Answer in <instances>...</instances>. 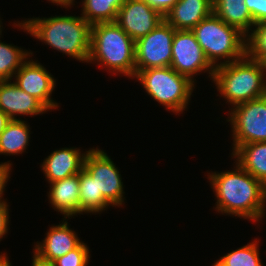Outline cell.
I'll list each match as a JSON object with an SVG mask.
<instances>
[{
    "label": "cell",
    "mask_w": 266,
    "mask_h": 266,
    "mask_svg": "<svg viewBox=\"0 0 266 266\" xmlns=\"http://www.w3.org/2000/svg\"><path fill=\"white\" fill-rule=\"evenodd\" d=\"M234 163L231 171H211L207 174L217 199L215 211L251 222L262 221L266 217V186L236 161Z\"/></svg>",
    "instance_id": "obj_1"
},
{
    "label": "cell",
    "mask_w": 266,
    "mask_h": 266,
    "mask_svg": "<svg viewBox=\"0 0 266 266\" xmlns=\"http://www.w3.org/2000/svg\"><path fill=\"white\" fill-rule=\"evenodd\" d=\"M24 30L52 49L77 61H88L91 42V24L83 16L33 17L14 22L13 26Z\"/></svg>",
    "instance_id": "obj_2"
},
{
    "label": "cell",
    "mask_w": 266,
    "mask_h": 266,
    "mask_svg": "<svg viewBox=\"0 0 266 266\" xmlns=\"http://www.w3.org/2000/svg\"><path fill=\"white\" fill-rule=\"evenodd\" d=\"M88 62L134 79L135 41L116 22L93 24Z\"/></svg>",
    "instance_id": "obj_3"
},
{
    "label": "cell",
    "mask_w": 266,
    "mask_h": 266,
    "mask_svg": "<svg viewBox=\"0 0 266 266\" xmlns=\"http://www.w3.org/2000/svg\"><path fill=\"white\" fill-rule=\"evenodd\" d=\"M212 81L232 107L266 96V66L247 55L216 67Z\"/></svg>",
    "instance_id": "obj_4"
},
{
    "label": "cell",
    "mask_w": 266,
    "mask_h": 266,
    "mask_svg": "<svg viewBox=\"0 0 266 266\" xmlns=\"http://www.w3.org/2000/svg\"><path fill=\"white\" fill-rule=\"evenodd\" d=\"M192 31L214 68L237 61L246 55V35L238 28L223 22L214 13L199 22Z\"/></svg>",
    "instance_id": "obj_5"
},
{
    "label": "cell",
    "mask_w": 266,
    "mask_h": 266,
    "mask_svg": "<svg viewBox=\"0 0 266 266\" xmlns=\"http://www.w3.org/2000/svg\"><path fill=\"white\" fill-rule=\"evenodd\" d=\"M134 78L150 98L176 115L187 109L196 86L187 76L177 73L170 66L135 70Z\"/></svg>",
    "instance_id": "obj_6"
},
{
    "label": "cell",
    "mask_w": 266,
    "mask_h": 266,
    "mask_svg": "<svg viewBox=\"0 0 266 266\" xmlns=\"http://www.w3.org/2000/svg\"><path fill=\"white\" fill-rule=\"evenodd\" d=\"M232 153L241 145L266 142V96L238 104L229 109Z\"/></svg>",
    "instance_id": "obj_7"
},
{
    "label": "cell",
    "mask_w": 266,
    "mask_h": 266,
    "mask_svg": "<svg viewBox=\"0 0 266 266\" xmlns=\"http://www.w3.org/2000/svg\"><path fill=\"white\" fill-rule=\"evenodd\" d=\"M83 168L95 180L97 195H103L113 207L124 204L125 186L118 168L107 153L98 147L89 149Z\"/></svg>",
    "instance_id": "obj_8"
},
{
    "label": "cell",
    "mask_w": 266,
    "mask_h": 266,
    "mask_svg": "<svg viewBox=\"0 0 266 266\" xmlns=\"http://www.w3.org/2000/svg\"><path fill=\"white\" fill-rule=\"evenodd\" d=\"M170 67L177 73L187 76L194 83L196 81L194 76L196 77L200 72H207L212 80L215 71L192 30L175 31Z\"/></svg>",
    "instance_id": "obj_9"
},
{
    "label": "cell",
    "mask_w": 266,
    "mask_h": 266,
    "mask_svg": "<svg viewBox=\"0 0 266 266\" xmlns=\"http://www.w3.org/2000/svg\"><path fill=\"white\" fill-rule=\"evenodd\" d=\"M175 29L165 20L146 36L135 41V68L169 67Z\"/></svg>",
    "instance_id": "obj_10"
},
{
    "label": "cell",
    "mask_w": 266,
    "mask_h": 266,
    "mask_svg": "<svg viewBox=\"0 0 266 266\" xmlns=\"http://www.w3.org/2000/svg\"><path fill=\"white\" fill-rule=\"evenodd\" d=\"M13 82L23 91L37 98L49 111L58 109V103L51 98L56 80L37 60L27 59L16 71Z\"/></svg>",
    "instance_id": "obj_11"
},
{
    "label": "cell",
    "mask_w": 266,
    "mask_h": 266,
    "mask_svg": "<svg viewBox=\"0 0 266 266\" xmlns=\"http://www.w3.org/2000/svg\"><path fill=\"white\" fill-rule=\"evenodd\" d=\"M164 16L152 9L144 0H126L118 10L116 23L134 40L154 30Z\"/></svg>",
    "instance_id": "obj_12"
},
{
    "label": "cell",
    "mask_w": 266,
    "mask_h": 266,
    "mask_svg": "<svg viewBox=\"0 0 266 266\" xmlns=\"http://www.w3.org/2000/svg\"><path fill=\"white\" fill-rule=\"evenodd\" d=\"M65 220V221H64ZM68 219L49 228L44 240L34 244L33 254L41 260L53 262L57 258L77 248L83 241L70 229Z\"/></svg>",
    "instance_id": "obj_13"
},
{
    "label": "cell",
    "mask_w": 266,
    "mask_h": 266,
    "mask_svg": "<svg viewBox=\"0 0 266 266\" xmlns=\"http://www.w3.org/2000/svg\"><path fill=\"white\" fill-rule=\"evenodd\" d=\"M0 109L11 119H17L18 115L37 116L49 111L37 98L11 80L0 81Z\"/></svg>",
    "instance_id": "obj_14"
},
{
    "label": "cell",
    "mask_w": 266,
    "mask_h": 266,
    "mask_svg": "<svg viewBox=\"0 0 266 266\" xmlns=\"http://www.w3.org/2000/svg\"><path fill=\"white\" fill-rule=\"evenodd\" d=\"M81 149L60 148L48 155L41 164V170L48 183L70 177L83 169L85 156L88 151L81 153Z\"/></svg>",
    "instance_id": "obj_15"
},
{
    "label": "cell",
    "mask_w": 266,
    "mask_h": 266,
    "mask_svg": "<svg viewBox=\"0 0 266 266\" xmlns=\"http://www.w3.org/2000/svg\"><path fill=\"white\" fill-rule=\"evenodd\" d=\"M213 13V0H178L164 20L175 30H192Z\"/></svg>",
    "instance_id": "obj_16"
},
{
    "label": "cell",
    "mask_w": 266,
    "mask_h": 266,
    "mask_svg": "<svg viewBox=\"0 0 266 266\" xmlns=\"http://www.w3.org/2000/svg\"><path fill=\"white\" fill-rule=\"evenodd\" d=\"M49 184L48 198L51 207L66 219L80 215L79 174Z\"/></svg>",
    "instance_id": "obj_17"
},
{
    "label": "cell",
    "mask_w": 266,
    "mask_h": 266,
    "mask_svg": "<svg viewBox=\"0 0 266 266\" xmlns=\"http://www.w3.org/2000/svg\"><path fill=\"white\" fill-rule=\"evenodd\" d=\"M231 156L245 171L266 186V142L241 145Z\"/></svg>",
    "instance_id": "obj_18"
},
{
    "label": "cell",
    "mask_w": 266,
    "mask_h": 266,
    "mask_svg": "<svg viewBox=\"0 0 266 266\" xmlns=\"http://www.w3.org/2000/svg\"><path fill=\"white\" fill-rule=\"evenodd\" d=\"M213 13L247 35L255 25L245 0H213Z\"/></svg>",
    "instance_id": "obj_19"
},
{
    "label": "cell",
    "mask_w": 266,
    "mask_h": 266,
    "mask_svg": "<svg viewBox=\"0 0 266 266\" xmlns=\"http://www.w3.org/2000/svg\"><path fill=\"white\" fill-rule=\"evenodd\" d=\"M30 126L25 120L11 119L0 134V155H18L26 151L30 137Z\"/></svg>",
    "instance_id": "obj_20"
},
{
    "label": "cell",
    "mask_w": 266,
    "mask_h": 266,
    "mask_svg": "<svg viewBox=\"0 0 266 266\" xmlns=\"http://www.w3.org/2000/svg\"><path fill=\"white\" fill-rule=\"evenodd\" d=\"M80 214L102 213L112 206L103 195H97V186L93 177L83 168L79 172Z\"/></svg>",
    "instance_id": "obj_21"
},
{
    "label": "cell",
    "mask_w": 266,
    "mask_h": 266,
    "mask_svg": "<svg viewBox=\"0 0 266 266\" xmlns=\"http://www.w3.org/2000/svg\"><path fill=\"white\" fill-rule=\"evenodd\" d=\"M126 0H82V14L91 25L115 22L118 10Z\"/></svg>",
    "instance_id": "obj_22"
},
{
    "label": "cell",
    "mask_w": 266,
    "mask_h": 266,
    "mask_svg": "<svg viewBox=\"0 0 266 266\" xmlns=\"http://www.w3.org/2000/svg\"><path fill=\"white\" fill-rule=\"evenodd\" d=\"M32 54L31 51L0 40V81L13 80L16 71Z\"/></svg>",
    "instance_id": "obj_23"
},
{
    "label": "cell",
    "mask_w": 266,
    "mask_h": 266,
    "mask_svg": "<svg viewBox=\"0 0 266 266\" xmlns=\"http://www.w3.org/2000/svg\"><path fill=\"white\" fill-rule=\"evenodd\" d=\"M257 238L236 250L230 251L216 262L220 266H263Z\"/></svg>",
    "instance_id": "obj_24"
},
{
    "label": "cell",
    "mask_w": 266,
    "mask_h": 266,
    "mask_svg": "<svg viewBox=\"0 0 266 266\" xmlns=\"http://www.w3.org/2000/svg\"><path fill=\"white\" fill-rule=\"evenodd\" d=\"M246 55L260 63H266V21L255 24L246 35Z\"/></svg>",
    "instance_id": "obj_25"
},
{
    "label": "cell",
    "mask_w": 266,
    "mask_h": 266,
    "mask_svg": "<svg viewBox=\"0 0 266 266\" xmlns=\"http://www.w3.org/2000/svg\"><path fill=\"white\" fill-rule=\"evenodd\" d=\"M90 258L89 247L82 242L77 248L57 258L52 263L54 266H87Z\"/></svg>",
    "instance_id": "obj_26"
},
{
    "label": "cell",
    "mask_w": 266,
    "mask_h": 266,
    "mask_svg": "<svg viewBox=\"0 0 266 266\" xmlns=\"http://www.w3.org/2000/svg\"><path fill=\"white\" fill-rule=\"evenodd\" d=\"M254 24L266 21V0H245Z\"/></svg>",
    "instance_id": "obj_27"
},
{
    "label": "cell",
    "mask_w": 266,
    "mask_h": 266,
    "mask_svg": "<svg viewBox=\"0 0 266 266\" xmlns=\"http://www.w3.org/2000/svg\"><path fill=\"white\" fill-rule=\"evenodd\" d=\"M12 163H10V161L7 162H1L0 163V204H3L6 200L3 197V193L6 190V183L8 182V180L11 178L10 177V171Z\"/></svg>",
    "instance_id": "obj_28"
},
{
    "label": "cell",
    "mask_w": 266,
    "mask_h": 266,
    "mask_svg": "<svg viewBox=\"0 0 266 266\" xmlns=\"http://www.w3.org/2000/svg\"><path fill=\"white\" fill-rule=\"evenodd\" d=\"M9 210V205L6 201L0 204V241L6 236L9 230Z\"/></svg>",
    "instance_id": "obj_29"
},
{
    "label": "cell",
    "mask_w": 266,
    "mask_h": 266,
    "mask_svg": "<svg viewBox=\"0 0 266 266\" xmlns=\"http://www.w3.org/2000/svg\"><path fill=\"white\" fill-rule=\"evenodd\" d=\"M152 9L163 16L178 2V0H144Z\"/></svg>",
    "instance_id": "obj_30"
},
{
    "label": "cell",
    "mask_w": 266,
    "mask_h": 266,
    "mask_svg": "<svg viewBox=\"0 0 266 266\" xmlns=\"http://www.w3.org/2000/svg\"><path fill=\"white\" fill-rule=\"evenodd\" d=\"M10 121L11 118L0 109V134L4 131Z\"/></svg>",
    "instance_id": "obj_31"
},
{
    "label": "cell",
    "mask_w": 266,
    "mask_h": 266,
    "mask_svg": "<svg viewBox=\"0 0 266 266\" xmlns=\"http://www.w3.org/2000/svg\"><path fill=\"white\" fill-rule=\"evenodd\" d=\"M48 2L50 1L51 3H55L57 6L59 5V6H61V7H63V8H68V7H70L71 8V6H73V5H75L74 4V2H75V0H47Z\"/></svg>",
    "instance_id": "obj_32"
},
{
    "label": "cell",
    "mask_w": 266,
    "mask_h": 266,
    "mask_svg": "<svg viewBox=\"0 0 266 266\" xmlns=\"http://www.w3.org/2000/svg\"><path fill=\"white\" fill-rule=\"evenodd\" d=\"M32 265L31 266H54L52 262H47L44 260H41L36 255L32 256Z\"/></svg>",
    "instance_id": "obj_33"
},
{
    "label": "cell",
    "mask_w": 266,
    "mask_h": 266,
    "mask_svg": "<svg viewBox=\"0 0 266 266\" xmlns=\"http://www.w3.org/2000/svg\"><path fill=\"white\" fill-rule=\"evenodd\" d=\"M0 266H12L7 254L0 253Z\"/></svg>",
    "instance_id": "obj_34"
},
{
    "label": "cell",
    "mask_w": 266,
    "mask_h": 266,
    "mask_svg": "<svg viewBox=\"0 0 266 266\" xmlns=\"http://www.w3.org/2000/svg\"><path fill=\"white\" fill-rule=\"evenodd\" d=\"M2 24V21L0 20V35H2V28H3V25H1ZM1 26H2V28H1Z\"/></svg>",
    "instance_id": "obj_35"
},
{
    "label": "cell",
    "mask_w": 266,
    "mask_h": 266,
    "mask_svg": "<svg viewBox=\"0 0 266 266\" xmlns=\"http://www.w3.org/2000/svg\"><path fill=\"white\" fill-rule=\"evenodd\" d=\"M211 266H220V265L214 261V263Z\"/></svg>",
    "instance_id": "obj_36"
}]
</instances>
